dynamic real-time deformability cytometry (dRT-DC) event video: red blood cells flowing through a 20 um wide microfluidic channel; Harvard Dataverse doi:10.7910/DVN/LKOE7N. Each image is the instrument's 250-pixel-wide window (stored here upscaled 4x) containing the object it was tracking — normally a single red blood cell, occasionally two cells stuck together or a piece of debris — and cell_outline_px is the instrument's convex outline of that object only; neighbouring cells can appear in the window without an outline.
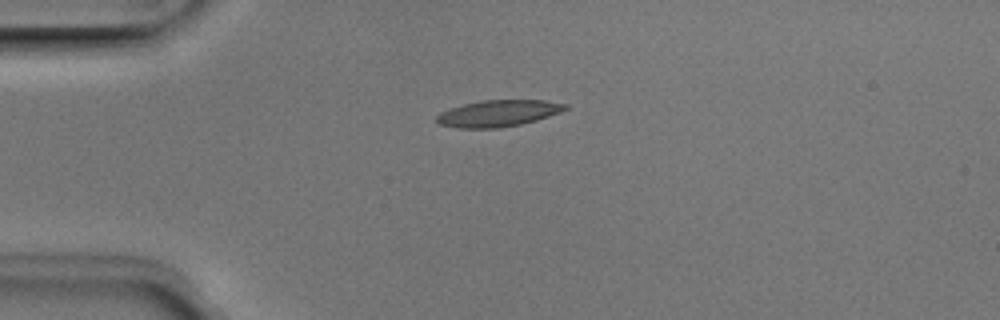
{"species": "Egyptian fruit bat (a non-hibernating species)", "species_latin": "Rousettus aegyptiacus", "temperature_condition": "room temperature", "stored_images_in_passage": 1, "camera_frame_rate_fps": 3000, "um_per_image_px": 0.085, "animal": {"sex": "male"}, "frame": {"image": 1, "passage_image": 1, "time_ms": 0.0, "image_size_px": [1000, 320], "cell_outline_px": [[568, 108], [560, 112], [536, 120], [520, 124], [500, 128], [456, 128], [440, 124], [436, 120], [436, 116], [440, 112], [464, 104], [484, 100], [544, 100], [568, 104]], "centroid_in_image_um": [42.35, 9.63], "position_along_channel_um": 42.6, "area_um2": 19.77}}